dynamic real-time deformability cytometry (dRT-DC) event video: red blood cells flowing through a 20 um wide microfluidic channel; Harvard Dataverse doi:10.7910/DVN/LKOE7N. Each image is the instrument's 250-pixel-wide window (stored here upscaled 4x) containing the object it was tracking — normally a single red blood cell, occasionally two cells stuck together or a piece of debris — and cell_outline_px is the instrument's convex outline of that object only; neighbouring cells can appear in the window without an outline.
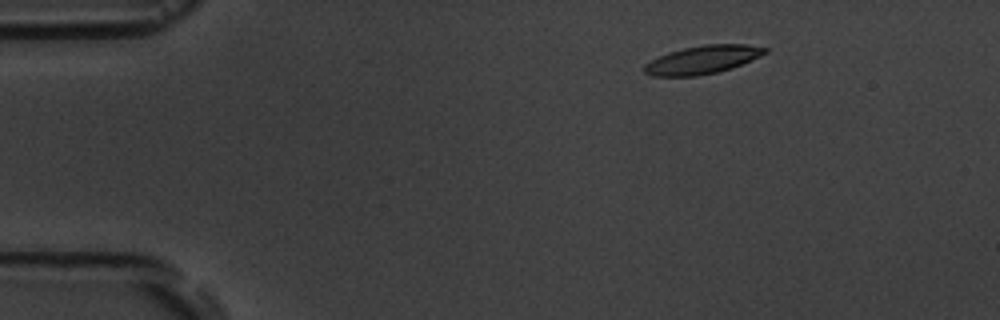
{"species": "common noctule bat (a hibernating species)", "species_latin": "Nyctalus noctula", "temperature_condition": "room temperature", "stored_images_in_passage": 5, "camera_frame_rate_fps": 3000, "um_per_image_px": 0.085, "animal": {"sex": "male", "body_mass_g": 19.5, "forearm_length_mm": 54.6}, "frame": {"image": 1, "passage_image": 2, "time_ms": 1.333, "image_size_px": [1000, 320], "cell_outline_px": [[768, 52], [760, 56], [732, 68], [716, 72], [696, 76], [652, 76], [644, 72], [644, 64], [668, 52], [684, 48], [704, 44], [744, 44], [768, 48]], "centroid_in_image_um": [59.72, 5.07], "position_along_channel_um": 25.3, "area_um2": 19.71}}
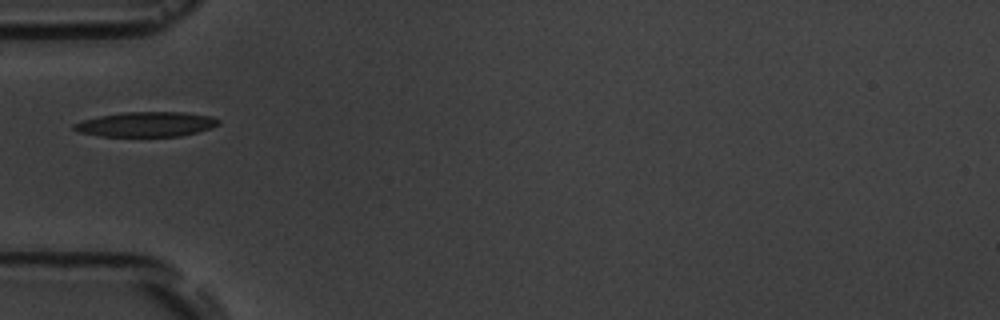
{"frame": {"image": 2, "passage_image": 5, "time_ms": 4.667, "image_size_px": [1000, 320], "cell_outline_px": [[220, 124], [212, 128], [180, 136], [100, 136], [80, 132], [72, 128], [72, 124], [84, 120], [100, 116], [124, 112], [184, 112], [212, 116], [220, 120]], "centroid_in_image_um": [12.46, 10.56], "position_along_channel_um": 72.5, "area_um2": 20.87}}